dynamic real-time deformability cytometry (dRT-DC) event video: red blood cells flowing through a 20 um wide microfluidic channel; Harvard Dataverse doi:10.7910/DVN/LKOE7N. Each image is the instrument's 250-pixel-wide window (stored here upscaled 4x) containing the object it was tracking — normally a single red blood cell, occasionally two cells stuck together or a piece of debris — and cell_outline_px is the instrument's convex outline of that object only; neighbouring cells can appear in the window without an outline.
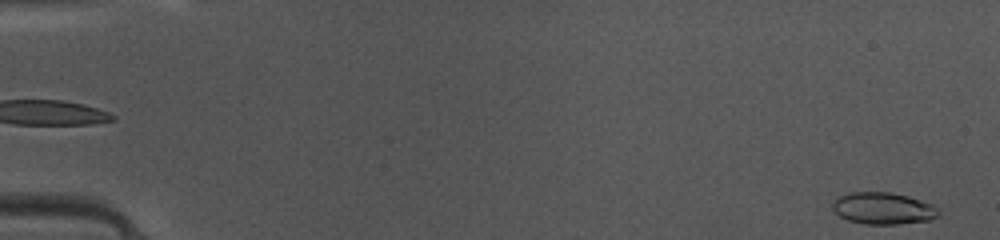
{"species": "common noctule bat (a hibernating species)", "species_latin": "Nyctalus noctula", "temperature_condition": "warm", "stored_images_in_passage": 1, "camera_frame_rate_fps": 3000, "um_per_image_px": 0.085, "animal": {"sex": "female", "body_mass_g": 10.0, "forearm_length_mm": 53.1}, "frame": {"image": 1, "passage_image": 1, "time_ms": 0.0, "image_size_px": [1000, 240], "cell_outline_px": [[940, 216], [928, 220], [896, 224], [864, 224], [848, 220], [840, 216], [832, 208], [832, 204], [840, 196], [848, 192], [888, 192], [908, 196], [932, 204], [940, 208]], "centroid_in_image_um": [75.1, 17.71], "position_along_channel_um": 9.9, "area_um2": 19.65}}